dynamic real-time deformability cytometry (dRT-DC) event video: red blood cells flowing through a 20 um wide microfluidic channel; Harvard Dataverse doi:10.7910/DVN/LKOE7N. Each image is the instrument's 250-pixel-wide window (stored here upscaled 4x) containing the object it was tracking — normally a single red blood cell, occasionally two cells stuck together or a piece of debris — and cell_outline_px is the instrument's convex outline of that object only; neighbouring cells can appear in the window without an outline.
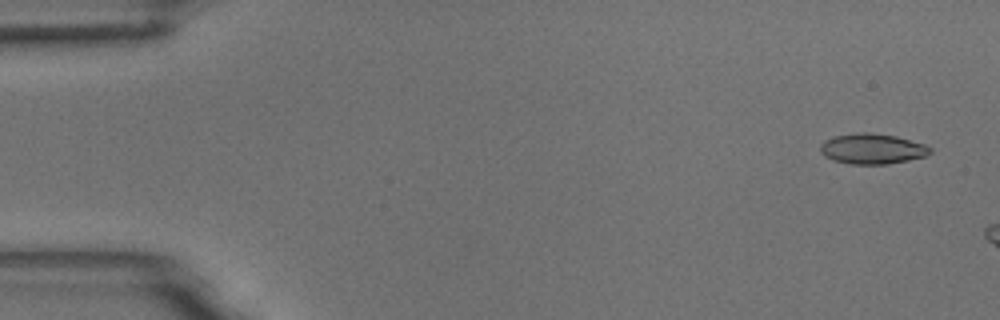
{"species": "common noctule bat (a hibernating species)", "species_latin": "Nyctalus noctula", "temperature_condition": "room temperature", "stored_images_in_passage": 3, "camera_frame_rate_fps": 3000, "um_per_image_px": 0.085, "animal": {"sex": "male", "body_mass_g": 18.8}, "frame": {"image": 1, "passage_image": 1, "time_ms": 0.0, "image_size_px": [1000, 320], "cell_outline_px": [[932, 152], [924, 156], [908, 160], [888, 164], [848, 164], [832, 160], [824, 156], [820, 152], [820, 144], [824, 140], [832, 136], [856, 132], [868, 132], [896, 136], [924, 144], [932, 148]], "centroid_in_image_um": [74.09, 12.64], "position_along_channel_um": 10.9, "area_um2": 19.65}}